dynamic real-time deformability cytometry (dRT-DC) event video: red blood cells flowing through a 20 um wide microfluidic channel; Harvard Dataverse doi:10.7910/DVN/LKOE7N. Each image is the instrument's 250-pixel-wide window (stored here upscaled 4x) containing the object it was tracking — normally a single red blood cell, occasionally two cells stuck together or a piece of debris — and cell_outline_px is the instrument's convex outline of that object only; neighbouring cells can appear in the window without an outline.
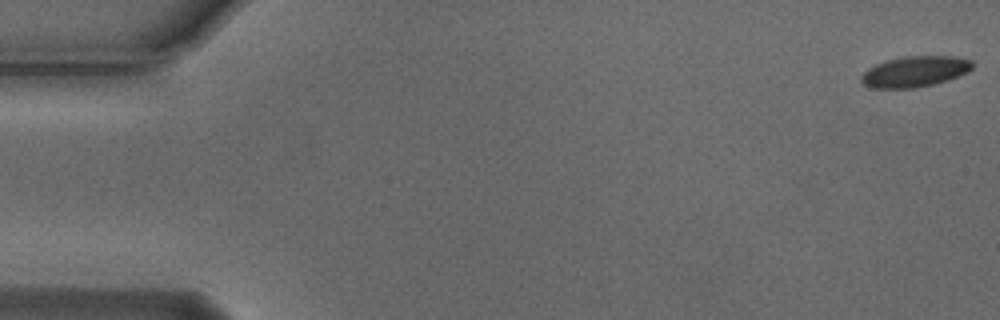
{"species": "Egyptian fruit bat (a non-hibernating species)", "species_latin": "Rousettus aegyptiacus", "temperature_condition": "cold", "stored_images_in_passage": 6, "camera_frame_rate_fps": 3000, "um_per_image_px": 0.085, "animal": {"sex": "male"}, "frame": {"image": 1, "passage_image": 1, "time_ms": 0.0, "image_size_px": [1000, 320], "cell_outline_px": [[972, 68], [968, 72], [948, 80], [932, 84], [912, 88], [876, 88], [864, 84], [860, 80], [860, 76], [868, 68], [884, 60], [904, 56], [952, 56], [972, 60]], "centroid_in_image_um": [77.75, 6.07], "position_along_channel_um": 7.2, "area_um2": 19.88}}
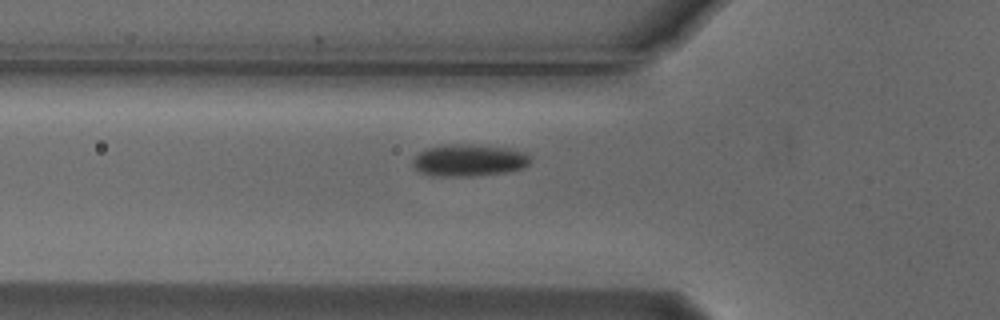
{"frame": {"image": 2, "passage_image": 6, "time_ms": 1.667, "image_size_px": [1000, 320], "cell_outline_px": [[532, 160], [528, 164], [520, 168], [504, 172], [468, 176], [432, 176], [420, 172], [412, 164], [412, 160], [424, 148], [452, 144], [468, 144], [508, 148], [524, 152]], "centroid_in_image_um": [39.81, 13.62], "position_along_channel_um": 86.0, "area_um2": 21.68}}